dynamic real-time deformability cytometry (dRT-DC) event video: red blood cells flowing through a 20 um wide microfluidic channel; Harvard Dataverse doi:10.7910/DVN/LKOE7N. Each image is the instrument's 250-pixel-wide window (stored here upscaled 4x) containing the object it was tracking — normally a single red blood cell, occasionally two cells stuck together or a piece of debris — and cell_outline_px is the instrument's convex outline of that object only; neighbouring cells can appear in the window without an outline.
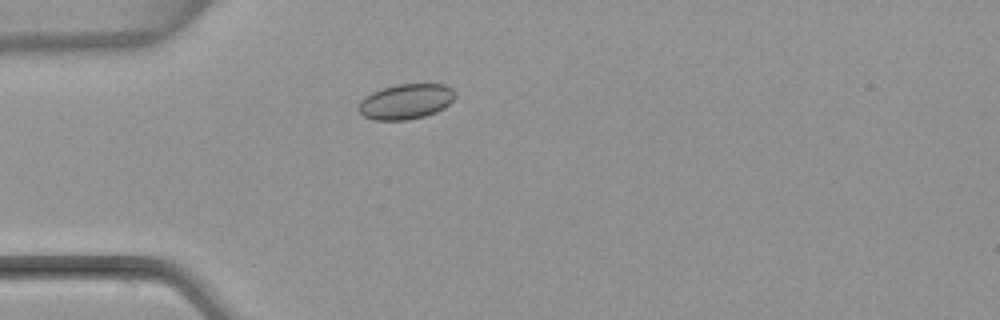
{"species": "common noctule bat (a hibernating species)", "species_latin": "Nyctalus noctula", "temperature_condition": "warm", "stored_images_in_passage": 3, "camera_frame_rate_fps": 3000, "um_per_image_px": 0.085, "animal": {"sex": "female", "body_mass_g": 22.7, "forearm_length_mm": 54.2}, "frame": {"image": 1, "passage_image": 3, "time_ms": 2.333, "image_size_px": [1000, 320], "cell_outline_px": [[456, 96], [444, 108], [436, 112], [424, 116], [408, 120], [376, 120], [364, 116], [356, 108], [360, 100], [364, 96], [372, 92], [396, 84], [444, 84], [452, 88], [456, 92]], "centroid_in_image_um": [34.49, 8.63], "position_along_channel_um": 50.5, "area_um2": 19.94}}